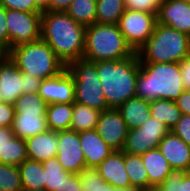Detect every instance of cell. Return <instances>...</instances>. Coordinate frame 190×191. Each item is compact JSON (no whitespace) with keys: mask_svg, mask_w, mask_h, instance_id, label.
<instances>
[{"mask_svg":"<svg viewBox=\"0 0 190 191\" xmlns=\"http://www.w3.org/2000/svg\"><path fill=\"white\" fill-rule=\"evenodd\" d=\"M97 0H73L66 13L77 23L87 27L96 21Z\"/></svg>","mask_w":190,"mask_h":191,"instance_id":"obj_31","label":"cell"},{"mask_svg":"<svg viewBox=\"0 0 190 191\" xmlns=\"http://www.w3.org/2000/svg\"><path fill=\"white\" fill-rule=\"evenodd\" d=\"M0 5L5 9L24 11L28 13L42 12L35 3V0H0Z\"/></svg>","mask_w":190,"mask_h":191,"instance_id":"obj_37","label":"cell"},{"mask_svg":"<svg viewBox=\"0 0 190 191\" xmlns=\"http://www.w3.org/2000/svg\"><path fill=\"white\" fill-rule=\"evenodd\" d=\"M149 179V190H155L173 171L159 148L141 154Z\"/></svg>","mask_w":190,"mask_h":191,"instance_id":"obj_20","label":"cell"},{"mask_svg":"<svg viewBox=\"0 0 190 191\" xmlns=\"http://www.w3.org/2000/svg\"><path fill=\"white\" fill-rule=\"evenodd\" d=\"M183 191H190V172L183 177Z\"/></svg>","mask_w":190,"mask_h":191,"instance_id":"obj_49","label":"cell"},{"mask_svg":"<svg viewBox=\"0 0 190 191\" xmlns=\"http://www.w3.org/2000/svg\"><path fill=\"white\" fill-rule=\"evenodd\" d=\"M28 159L43 162L57 156L58 132L46 130L25 140Z\"/></svg>","mask_w":190,"mask_h":191,"instance_id":"obj_19","label":"cell"},{"mask_svg":"<svg viewBox=\"0 0 190 191\" xmlns=\"http://www.w3.org/2000/svg\"><path fill=\"white\" fill-rule=\"evenodd\" d=\"M38 95L47 103H74L75 87L73 75L65 68L57 76L41 81Z\"/></svg>","mask_w":190,"mask_h":191,"instance_id":"obj_13","label":"cell"},{"mask_svg":"<svg viewBox=\"0 0 190 191\" xmlns=\"http://www.w3.org/2000/svg\"><path fill=\"white\" fill-rule=\"evenodd\" d=\"M182 84L185 90H190V55L179 62Z\"/></svg>","mask_w":190,"mask_h":191,"instance_id":"obj_42","label":"cell"},{"mask_svg":"<svg viewBox=\"0 0 190 191\" xmlns=\"http://www.w3.org/2000/svg\"><path fill=\"white\" fill-rule=\"evenodd\" d=\"M0 41L9 48V35L6 25V9L0 5Z\"/></svg>","mask_w":190,"mask_h":191,"instance_id":"obj_44","label":"cell"},{"mask_svg":"<svg viewBox=\"0 0 190 191\" xmlns=\"http://www.w3.org/2000/svg\"><path fill=\"white\" fill-rule=\"evenodd\" d=\"M171 132L180 137L190 146V116L182 115L181 119L176 123Z\"/></svg>","mask_w":190,"mask_h":191,"instance_id":"obj_38","label":"cell"},{"mask_svg":"<svg viewBox=\"0 0 190 191\" xmlns=\"http://www.w3.org/2000/svg\"><path fill=\"white\" fill-rule=\"evenodd\" d=\"M136 96L148 102L158 99L175 101L185 90L179 63H139Z\"/></svg>","mask_w":190,"mask_h":191,"instance_id":"obj_3","label":"cell"},{"mask_svg":"<svg viewBox=\"0 0 190 191\" xmlns=\"http://www.w3.org/2000/svg\"><path fill=\"white\" fill-rule=\"evenodd\" d=\"M150 116L166 124L171 131L181 119L182 113L175 101L158 99L150 102Z\"/></svg>","mask_w":190,"mask_h":191,"instance_id":"obj_25","label":"cell"},{"mask_svg":"<svg viewBox=\"0 0 190 191\" xmlns=\"http://www.w3.org/2000/svg\"><path fill=\"white\" fill-rule=\"evenodd\" d=\"M103 180L116 188L131 187L128 174L125 169V152L113 151L97 167Z\"/></svg>","mask_w":190,"mask_h":191,"instance_id":"obj_17","label":"cell"},{"mask_svg":"<svg viewBox=\"0 0 190 191\" xmlns=\"http://www.w3.org/2000/svg\"><path fill=\"white\" fill-rule=\"evenodd\" d=\"M125 9V0H97L95 23L118 24Z\"/></svg>","mask_w":190,"mask_h":191,"instance_id":"obj_29","label":"cell"},{"mask_svg":"<svg viewBox=\"0 0 190 191\" xmlns=\"http://www.w3.org/2000/svg\"><path fill=\"white\" fill-rule=\"evenodd\" d=\"M23 93V73L9 58L0 65V95L4 102L14 104Z\"/></svg>","mask_w":190,"mask_h":191,"instance_id":"obj_16","label":"cell"},{"mask_svg":"<svg viewBox=\"0 0 190 191\" xmlns=\"http://www.w3.org/2000/svg\"><path fill=\"white\" fill-rule=\"evenodd\" d=\"M55 191H83L78 174H70Z\"/></svg>","mask_w":190,"mask_h":191,"instance_id":"obj_40","label":"cell"},{"mask_svg":"<svg viewBox=\"0 0 190 191\" xmlns=\"http://www.w3.org/2000/svg\"><path fill=\"white\" fill-rule=\"evenodd\" d=\"M28 158L25 140L16 136L0 145V163L19 166Z\"/></svg>","mask_w":190,"mask_h":191,"instance_id":"obj_28","label":"cell"},{"mask_svg":"<svg viewBox=\"0 0 190 191\" xmlns=\"http://www.w3.org/2000/svg\"><path fill=\"white\" fill-rule=\"evenodd\" d=\"M156 23L157 14L125 9L118 26L127 44L137 52L152 36Z\"/></svg>","mask_w":190,"mask_h":191,"instance_id":"obj_8","label":"cell"},{"mask_svg":"<svg viewBox=\"0 0 190 191\" xmlns=\"http://www.w3.org/2000/svg\"><path fill=\"white\" fill-rule=\"evenodd\" d=\"M10 58V49L0 41V61H7Z\"/></svg>","mask_w":190,"mask_h":191,"instance_id":"obj_47","label":"cell"},{"mask_svg":"<svg viewBox=\"0 0 190 191\" xmlns=\"http://www.w3.org/2000/svg\"><path fill=\"white\" fill-rule=\"evenodd\" d=\"M47 103L38 93H23L14 103L15 114H46Z\"/></svg>","mask_w":190,"mask_h":191,"instance_id":"obj_33","label":"cell"},{"mask_svg":"<svg viewBox=\"0 0 190 191\" xmlns=\"http://www.w3.org/2000/svg\"><path fill=\"white\" fill-rule=\"evenodd\" d=\"M12 127H0V145L14 137Z\"/></svg>","mask_w":190,"mask_h":191,"instance_id":"obj_46","label":"cell"},{"mask_svg":"<svg viewBox=\"0 0 190 191\" xmlns=\"http://www.w3.org/2000/svg\"><path fill=\"white\" fill-rule=\"evenodd\" d=\"M140 65L137 52L123 60L96 62V70L110 108H118L136 96V82Z\"/></svg>","mask_w":190,"mask_h":191,"instance_id":"obj_2","label":"cell"},{"mask_svg":"<svg viewBox=\"0 0 190 191\" xmlns=\"http://www.w3.org/2000/svg\"><path fill=\"white\" fill-rule=\"evenodd\" d=\"M157 23L190 36V4L183 0H165L157 13Z\"/></svg>","mask_w":190,"mask_h":191,"instance_id":"obj_14","label":"cell"},{"mask_svg":"<svg viewBox=\"0 0 190 191\" xmlns=\"http://www.w3.org/2000/svg\"><path fill=\"white\" fill-rule=\"evenodd\" d=\"M10 58L22 73L42 80L57 76L66 68V65L42 39L11 48Z\"/></svg>","mask_w":190,"mask_h":191,"instance_id":"obj_6","label":"cell"},{"mask_svg":"<svg viewBox=\"0 0 190 191\" xmlns=\"http://www.w3.org/2000/svg\"><path fill=\"white\" fill-rule=\"evenodd\" d=\"M73 114V103L48 104L46 120L49 130L65 131L70 130Z\"/></svg>","mask_w":190,"mask_h":191,"instance_id":"obj_23","label":"cell"},{"mask_svg":"<svg viewBox=\"0 0 190 191\" xmlns=\"http://www.w3.org/2000/svg\"><path fill=\"white\" fill-rule=\"evenodd\" d=\"M46 114H15L12 130L16 137L26 140L48 130Z\"/></svg>","mask_w":190,"mask_h":191,"instance_id":"obj_22","label":"cell"},{"mask_svg":"<svg viewBox=\"0 0 190 191\" xmlns=\"http://www.w3.org/2000/svg\"><path fill=\"white\" fill-rule=\"evenodd\" d=\"M125 169L131 187L139 191H149V179L141 155L125 153Z\"/></svg>","mask_w":190,"mask_h":191,"instance_id":"obj_26","label":"cell"},{"mask_svg":"<svg viewBox=\"0 0 190 191\" xmlns=\"http://www.w3.org/2000/svg\"><path fill=\"white\" fill-rule=\"evenodd\" d=\"M66 68L73 75L75 102L99 111L110 108L104 96L102 83L96 70V62L82 58L70 62Z\"/></svg>","mask_w":190,"mask_h":191,"instance_id":"obj_7","label":"cell"},{"mask_svg":"<svg viewBox=\"0 0 190 191\" xmlns=\"http://www.w3.org/2000/svg\"><path fill=\"white\" fill-rule=\"evenodd\" d=\"M79 139L86 167L96 168L114 151L95 129L79 132Z\"/></svg>","mask_w":190,"mask_h":191,"instance_id":"obj_18","label":"cell"},{"mask_svg":"<svg viewBox=\"0 0 190 191\" xmlns=\"http://www.w3.org/2000/svg\"><path fill=\"white\" fill-rule=\"evenodd\" d=\"M18 166L0 163V191H22Z\"/></svg>","mask_w":190,"mask_h":191,"instance_id":"obj_34","label":"cell"},{"mask_svg":"<svg viewBox=\"0 0 190 191\" xmlns=\"http://www.w3.org/2000/svg\"><path fill=\"white\" fill-rule=\"evenodd\" d=\"M170 132L166 124L150 116L140 127L128 131L123 152L141 155L150 149L158 148L164 136Z\"/></svg>","mask_w":190,"mask_h":191,"instance_id":"obj_10","label":"cell"},{"mask_svg":"<svg viewBox=\"0 0 190 191\" xmlns=\"http://www.w3.org/2000/svg\"><path fill=\"white\" fill-rule=\"evenodd\" d=\"M14 118V104L8 102L0 104V127H12Z\"/></svg>","mask_w":190,"mask_h":191,"instance_id":"obj_39","label":"cell"},{"mask_svg":"<svg viewBox=\"0 0 190 191\" xmlns=\"http://www.w3.org/2000/svg\"><path fill=\"white\" fill-rule=\"evenodd\" d=\"M83 191H139L136 188H116L105 182L99 175L97 168L85 167L78 174Z\"/></svg>","mask_w":190,"mask_h":191,"instance_id":"obj_30","label":"cell"},{"mask_svg":"<svg viewBox=\"0 0 190 191\" xmlns=\"http://www.w3.org/2000/svg\"><path fill=\"white\" fill-rule=\"evenodd\" d=\"M42 79L23 73L24 93H38Z\"/></svg>","mask_w":190,"mask_h":191,"instance_id":"obj_41","label":"cell"},{"mask_svg":"<svg viewBox=\"0 0 190 191\" xmlns=\"http://www.w3.org/2000/svg\"><path fill=\"white\" fill-rule=\"evenodd\" d=\"M117 109L129 130L140 127L150 118V102L141 97H132Z\"/></svg>","mask_w":190,"mask_h":191,"instance_id":"obj_21","label":"cell"},{"mask_svg":"<svg viewBox=\"0 0 190 191\" xmlns=\"http://www.w3.org/2000/svg\"><path fill=\"white\" fill-rule=\"evenodd\" d=\"M183 1H186L188 4H190V0H183Z\"/></svg>","mask_w":190,"mask_h":191,"instance_id":"obj_52","label":"cell"},{"mask_svg":"<svg viewBox=\"0 0 190 191\" xmlns=\"http://www.w3.org/2000/svg\"><path fill=\"white\" fill-rule=\"evenodd\" d=\"M172 170L190 172V146L180 137L168 132L158 146Z\"/></svg>","mask_w":190,"mask_h":191,"instance_id":"obj_15","label":"cell"},{"mask_svg":"<svg viewBox=\"0 0 190 191\" xmlns=\"http://www.w3.org/2000/svg\"><path fill=\"white\" fill-rule=\"evenodd\" d=\"M4 101H3V99H2V97H1V95H0V104H2Z\"/></svg>","mask_w":190,"mask_h":191,"instance_id":"obj_51","label":"cell"},{"mask_svg":"<svg viewBox=\"0 0 190 191\" xmlns=\"http://www.w3.org/2000/svg\"><path fill=\"white\" fill-rule=\"evenodd\" d=\"M36 6L42 11H48V0H35Z\"/></svg>","mask_w":190,"mask_h":191,"instance_id":"obj_48","label":"cell"},{"mask_svg":"<svg viewBox=\"0 0 190 191\" xmlns=\"http://www.w3.org/2000/svg\"><path fill=\"white\" fill-rule=\"evenodd\" d=\"M101 113L102 111L74 102L70 130L79 133L95 129Z\"/></svg>","mask_w":190,"mask_h":191,"instance_id":"obj_27","label":"cell"},{"mask_svg":"<svg viewBox=\"0 0 190 191\" xmlns=\"http://www.w3.org/2000/svg\"><path fill=\"white\" fill-rule=\"evenodd\" d=\"M137 54L139 63H179L190 55V36L156 23L152 36Z\"/></svg>","mask_w":190,"mask_h":191,"instance_id":"obj_4","label":"cell"},{"mask_svg":"<svg viewBox=\"0 0 190 191\" xmlns=\"http://www.w3.org/2000/svg\"><path fill=\"white\" fill-rule=\"evenodd\" d=\"M175 104L181 110L182 115L190 116V90H184L175 100Z\"/></svg>","mask_w":190,"mask_h":191,"instance_id":"obj_43","label":"cell"},{"mask_svg":"<svg viewBox=\"0 0 190 191\" xmlns=\"http://www.w3.org/2000/svg\"><path fill=\"white\" fill-rule=\"evenodd\" d=\"M165 0H125L127 10L142 11L157 14Z\"/></svg>","mask_w":190,"mask_h":191,"instance_id":"obj_35","label":"cell"},{"mask_svg":"<svg viewBox=\"0 0 190 191\" xmlns=\"http://www.w3.org/2000/svg\"><path fill=\"white\" fill-rule=\"evenodd\" d=\"M42 165L44 168L46 191H55L62 181L71 174L64 170L57 157L43 161Z\"/></svg>","mask_w":190,"mask_h":191,"instance_id":"obj_32","label":"cell"},{"mask_svg":"<svg viewBox=\"0 0 190 191\" xmlns=\"http://www.w3.org/2000/svg\"><path fill=\"white\" fill-rule=\"evenodd\" d=\"M65 171L79 174L86 167L81 148L79 133L73 130L58 132V149L56 156Z\"/></svg>","mask_w":190,"mask_h":191,"instance_id":"obj_11","label":"cell"},{"mask_svg":"<svg viewBox=\"0 0 190 191\" xmlns=\"http://www.w3.org/2000/svg\"><path fill=\"white\" fill-rule=\"evenodd\" d=\"M41 16L42 12L28 13L6 9L9 49L41 39Z\"/></svg>","mask_w":190,"mask_h":191,"instance_id":"obj_9","label":"cell"},{"mask_svg":"<svg viewBox=\"0 0 190 191\" xmlns=\"http://www.w3.org/2000/svg\"><path fill=\"white\" fill-rule=\"evenodd\" d=\"M187 172L173 170L155 189L156 191H183V177Z\"/></svg>","mask_w":190,"mask_h":191,"instance_id":"obj_36","label":"cell"},{"mask_svg":"<svg viewBox=\"0 0 190 191\" xmlns=\"http://www.w3.org/2000/svg\"><path fill=\"white\" fill-rule=\"evenodd\" d=\"M22 191H46V190H43V189H34V190H30V189H22Z\"/></svg>","mask_w":190,"mask_h":191,"instance_id":"obj_50","label":"cell"},{"mask_svg":"<svg viewBox=\"0 0 190 191\" xmlns=\"http://www.w3.org/2000/svg\"><path fill=\"white\" fill-rule=\"evenodd\" d=\"M134 53L118 24L94 23L86 27L83 59L91 62L123 60Z\"/></svg>","mask_w":190,"mask_h":191,"instance_id":"obj_5","label":"cell"},{"mask_svg":"<svg viewBox=\"0 0 190 191\" xmlns=\"http://www.w3.org/2000/svg\"><path fill=\"white\" fill-rule=\"evenodd\" d=\"M86 27L62 11H45L41 16V39L67 66L82 59L85 49Z\"/></svg>","mask_w":190,"mask_h":191,"instance_id":"obj_1","label":"cell"},{"mask_svg":"<svg viewBox=\"0 0 190 191\" xmlns=\"http://www.w3.org/2000/svg\"><path fill=\"white\" fill-rule=\"evenodd\" d=\"M95 130L114 151H122L129 129L117 108L102 111Z\"/></svg>","mask_w":190,"mask_h":191,"instance_id":"obj_12","label":"cell"},{"mask_svg":"<svg viewBox=\"0 0 190 191\" xmlns=\"http://www.w3.org/2000/svg\"><path fill=\"white\" fill-rule=\"evenodd\" d=\"M73 0H48V11L66 12Z\"/></svg>","mask_w":190,"mask_h":191,"instance_id":"obj_45","label":"cell"},{"mask_svg":"<svg viewBox=\"0 0 190 191\" xmlns=\"http://www.w3.org/2000/svg\"><path fill=\"white\" fill-rule=\"evenodd\" d=\"M24 189L45 190V177L42 162L26 159L18 166Z\"/></svg>","mask_w":190,"mask_h":191,"instance_id":"obj_24","label":"cell"}]
</instances>
